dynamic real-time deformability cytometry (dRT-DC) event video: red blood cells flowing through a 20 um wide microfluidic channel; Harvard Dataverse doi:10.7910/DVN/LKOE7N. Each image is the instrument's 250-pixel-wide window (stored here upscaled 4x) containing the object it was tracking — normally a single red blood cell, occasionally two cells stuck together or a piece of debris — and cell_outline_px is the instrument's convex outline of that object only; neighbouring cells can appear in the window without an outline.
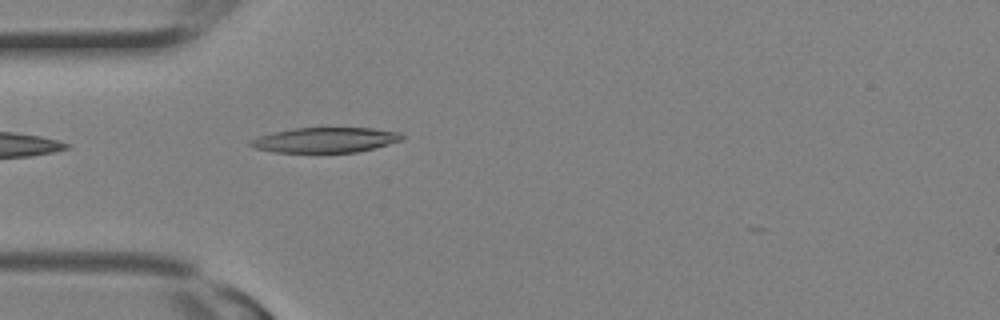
{"species": "Egyptian fruit bat (a non-hibernating species)", "species_latin": "Rousettus aegyptiacus", "temperature_condition": "room temperature", "stored_images_in_passage": 4, "camera_frame_rate_fps": 3000, "um_per_image_px": 0.085, "animal": {"sex": "female"}, "frame": {"image": 1, "passage_image": 3, "time_ms": 0.667, "image_size_px": [1000, 320], "cell_outline_px": [[404, 140], [376, 148], [356, 152], [276, 152], [256, 148], [248, 144], [248, 140], [260, 136], [292, 128], [372, 128], [400, 132], [404, 136]], "centroid_in_image_um": [27.71, 11.9], "position_along_channel_um": 57.3, "area_um2": 22.14}}